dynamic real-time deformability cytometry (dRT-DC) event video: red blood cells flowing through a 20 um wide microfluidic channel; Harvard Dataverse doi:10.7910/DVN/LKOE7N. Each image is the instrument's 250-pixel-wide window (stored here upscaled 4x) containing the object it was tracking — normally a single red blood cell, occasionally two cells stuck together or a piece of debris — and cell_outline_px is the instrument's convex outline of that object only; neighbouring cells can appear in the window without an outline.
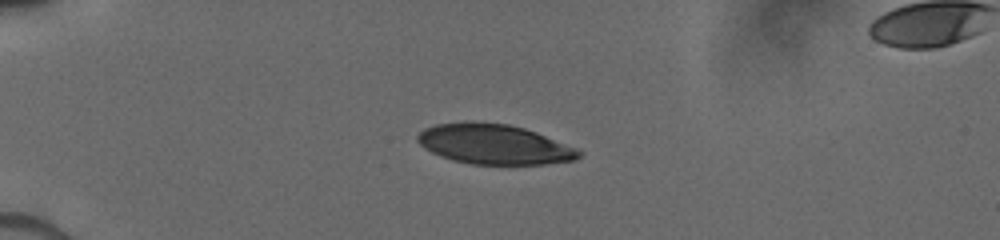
{"species": "human", "species_latin": "Homo sapiens", "temperature_condition": "cold", "stored_images_in_passage": 3, "segment_of_instrument_passage": [1, 2], "camera_frame_rate_fps": 3000, "um_per_image_px": 0.085, "donor": {"sex": "male"}, "frame": {"image": 1, "passage_image": 1, "time_ms": 0.0, "image_size_px": [1000, 240], "cell_outline_px": [[584, 152], [580, 156], [572, 160], [544, 164], [472, 164], [452, 160], [440, 156], [424, 148], [416, 140], [416, 136], [424, 128], [436, 124], [464, 120], [476, 120], [508, 124], [524, 128], [536, 132], [576, 148]], "centroid_in_image_um": [41.95, 12.24], "position_along_channel_um": 43.1, "area_um2": 37.86}}